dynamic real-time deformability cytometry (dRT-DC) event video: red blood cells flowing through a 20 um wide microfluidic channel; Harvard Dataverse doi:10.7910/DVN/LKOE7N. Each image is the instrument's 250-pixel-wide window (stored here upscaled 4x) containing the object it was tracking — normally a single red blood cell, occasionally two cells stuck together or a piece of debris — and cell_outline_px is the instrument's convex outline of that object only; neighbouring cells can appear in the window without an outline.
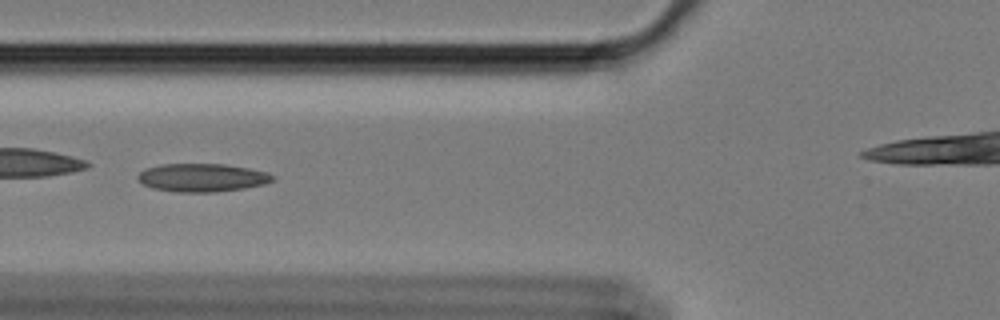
{"species": "Egyptian fruit bat (a non-hibernating species)", "species_latin": "Rousettus aegyptiacus", "temperature_condition": "cold", "stored_images_in_passage": 19, "camera_frame_rate_fps": 3000, "um_per_image_px": 0.085, "animal": {"sex": "female"}, "frame": {"image": 1, "passage_image": 4, "time_ms": 1.0, "image_size_px": [1000, 320], "cell_outline_px": [[276, 180], [264, 184], [244, 188], [216, 192], [176, 192], [152, 188], [144, 184], [136, 176], [144, 168], [160, 164], [224, 164], [248, 168], [268, 172], [276, 176]], "centroid_in_image_um": [17.21, 15.09], "position_along_channel_um": 108.6, "area_um2": 22.31}}
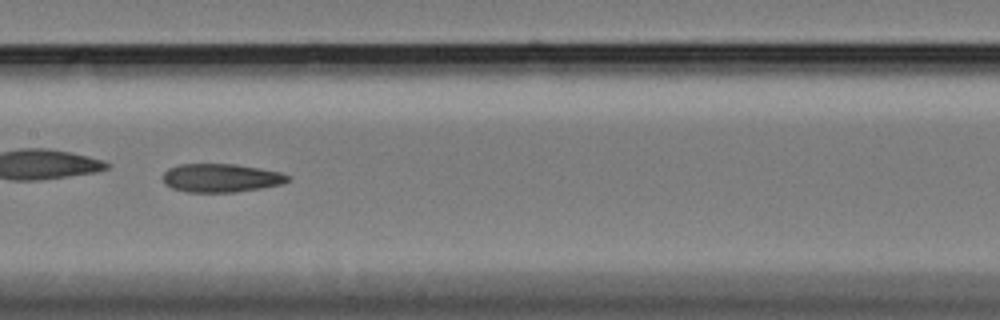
{"frame": {"image": 2, "passage_image": 11, "time_ms": 3.333, "image_size_px": [1000, 320], "cell_outline_px": [[292, 176], [288, 180], [280, 184], [260, 188], [236, 192], [188, 192], [172, 188], [164, 180], [164, 172], [168, 168], [180, 164], [232, 164], [280, 172]], "centroid_in_image_um": [18.78, 15.12], "position_along_channel_um": 188.6, "area_um2": 20.4}}